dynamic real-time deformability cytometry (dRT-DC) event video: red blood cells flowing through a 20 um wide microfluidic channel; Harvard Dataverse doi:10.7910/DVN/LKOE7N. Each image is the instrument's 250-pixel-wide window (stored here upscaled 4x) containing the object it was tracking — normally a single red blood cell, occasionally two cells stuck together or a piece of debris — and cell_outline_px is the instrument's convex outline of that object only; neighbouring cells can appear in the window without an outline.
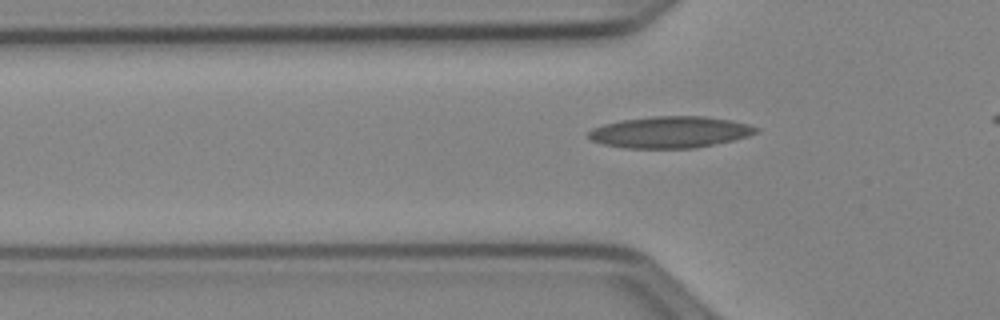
{"species": "Egyptian fruit bat (a non-hibernating species)", "species_latin": "Rousettus aegyptiacus", "temperature_condition": "cold", "stored_images_in_passage": 39, "camera_frame_rate_fps": 3000, "um_per_image_px": 0.085, "animal": {"sex": "female"}, "frame": {"image": 1, "passage_image": 11, "time_ms": 3.333, "image_size_px": [1000, 320], "cell_outline_px": [[760, 132], [748, 136], [732, 140], [692, 148], [624, 148], [604, 144], [592, 140], [588, 136], [588, 132], [592, 128], [604, 124], [620, 120], [652, 116], [704, 116], [732, 120], [748, 124], [760, 128]], "centroid_in_image_um": [56.97, 11.22], "position_along_channel_um": 68.8, "area_um2": 30.75}}
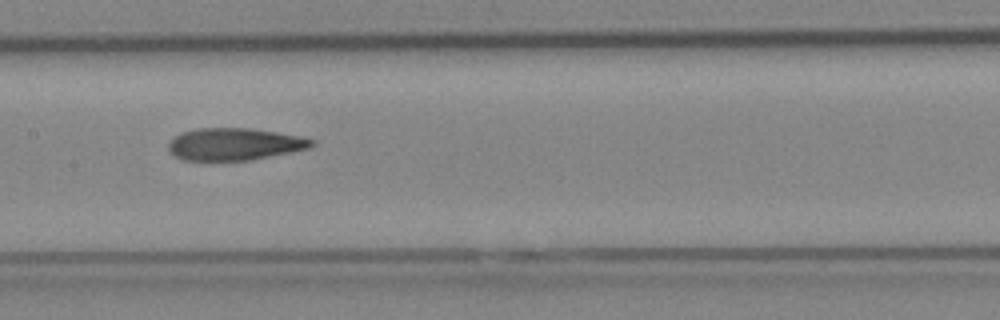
{"frame": {"image": 2, "passage_image": 20, "time_ms": 6.333, "image_size_px": [1000, 320], "cell_outline_px": [[316, 144], [308, 148], [292, 152], [252, 160], [180, 160], [168, 152], [168, 144], [180, 132], [196, 128], [252, 128], [300, 136], [316, 140]], "centroid_in_image_um": [19.93, 12.25], "position_along_channel_um": 187.5, "area_um2": 27.11}}
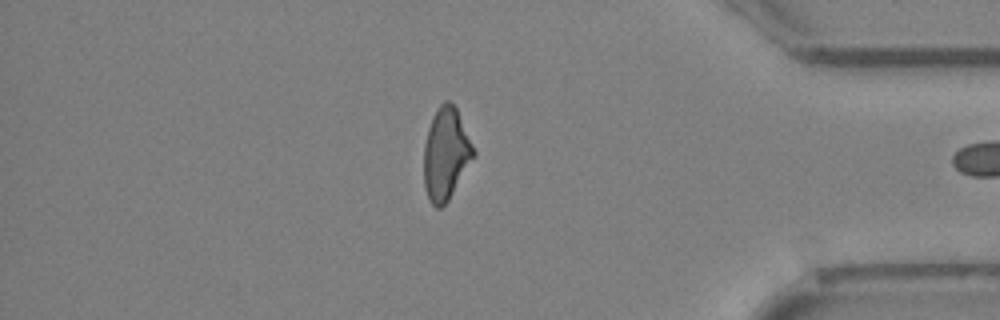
{"frame": {"image": 3, "passage_image": 38, "time_ms": 12.333, "image_size_px": [1000, 320], "cell_outline_px": [[476, 156], [448, 200], [440, 208], [436, 208], [432, 204], [428, 196], [424, 184], [424, 144], [428, 128], [432, 116], [440, 104], [444, 100], [448, 100], [456, 108], [476, 152]], "centroid_in_image_um": [37.9, 13.07], "position_along_channel_um": 397.3, "area_um2": 26.59}}